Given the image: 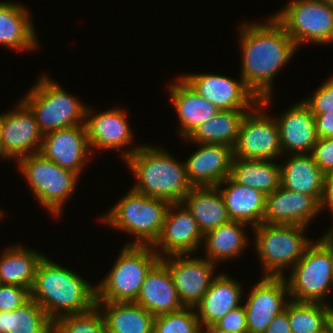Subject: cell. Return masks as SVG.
I'll return each instance as SVG.
<instances>
[{
    "label": "cell",
    "instance_id": "obj_1",
    "mask_svg": "<svg viewBox=\"0 0 333 333\" xmlns=\"http://www.w3.org/2000/svg\"><path fill=\"white\" fill-rule=\"evenodd\" d=\"M241 27L243 58L240 78L261 100L271 96L272 80L291 59L297 46L273 16L268 24L252 23Z\"/></svg>",
    "mask_w": 333,
    "mask_h": 333
},
{
    "label": "cell",
    "instance_id": "obj_2",
    "mask_svg": "<svg viewBox=\"0 0 333 333\" xmlns=\"http://www.w3.org/2000/svg\"><path fill=\"white\" fill-rule=\"evenodd\" d=\"M30 298L54 322L63 315L82 313L96 305V287L44 255L36 269Z\"/></svg>",
    "mask_w": 333,
    "mask_h": 333
},
{
    "label": "cell",
    "instance_id": "obj_3",
    "mask_svg": "<svg viewBox=\"0 0 333 333\" xmlns=\"http://www.w3.org/2000/svg\"><path fill=\"white\" fill-rule=\"evenodd\" d=\"M129 150L121 156L138 179L132 188L134 191L170 203L183 202L193 187L187 179L185 163L177 162L163 149L151 145Z\"/></svg>",
    "mask_w": 333,
    "mask_h": 333
},
{
    "label": "cell",
    "instance_id": "obj_4",
    "mask_svg": "<svg viewBox=\"0 0 333 333\" xmlns=\"http://www.w3.org/2000/svg\"><path fill=\"white\" fill-rule=\"evenodd\" d=\"M170 204L131 189L101 220L138 238L126 245L153 246L160 236Z\"/></svg>",
    "mask_w": 333,
    "mask_h": 333
},
{
    "label": "cell",
    "instance_id": "obj_5",
    "mask_svg": "<svg viewBox=\"0 0 333 333\" xmlns=\"http://www.w3.org/2000/svg\"><path fill=\"white\" fill-rule=\"evenodd\" d=\"M152 246L126 245L96 286V301L135 302L151 268L161 259Z\"/></svg>",
    "mask_w": 333,
    "mask_h": 333
},
{
    "label": "cell",
    "instance_id": "obj_6",
    "mask_svg": "<svg viewBox=\"0 0 333 333\" xmlns=\"http://www.w3.org/2000/svg\"><path fill=\"white\" fill-rule=\"evenodd\" d=\"M22 101L30 108L44 134L85 124L92 110L69 95L62 87L42 77ZM81 121V122H80ZM80 122V123H79Z\"/></svg>",
    "mask_w": 333,
    "mask_h": 333
},
{
    "label": "cell",
    "instance_id": "obj_7",
    "mask_svg": "<svg viewBox=\"0 0 333 333\" xmlns=\"http://www.w3.org/2000/svg\"><path fill=\"white\" fill-rule=\"evenodd\" d=\"M18 165L37 200L59 216L67 197L75 191L80 175L60 167L39 152L19 158Z\"/></svg>",
    "mask_w": 333,
    "mask_h": 333
},
{
    "label": "cell",
    "instance_id": "obj_8",
    "mask_svg": "<svg viewBox=\"0 0 333 333\" xmlns=\"http://www.w3.org/2000/svg\"><path fill=\"white\" fill-rule=\"evenodd\" d=\"M305 228L264 222L254 227V245L264 265L265 276L282 277L284 267H293L302 258L312 243L303 235Z\"/></svg>",
    "mask_w": 333,
    "mask_h": 333
},
{
    "label": "cell",
    "instance_id": "obj_9",
    "mask_svg": "<svg viewBox=\"0 0 333 333\" xmlns=\"http://www.w3.org/2000/svg\"><path fill=\"white\" fill-rule=\"evenodd\" d=\"M297 47L305 41L333 42V5L317 0H293L273 16Z\"/></svg>",
    "mask_w": 333,
    "mask_h": 333
},
{
    "label": "cell",
    "instance_id": "obj_10",
    "mask_svg": "<svg viewBox=\"0 0 333 333\" xmlns=\"http://www.w3.org/2000/svg\"><path fill=\"white\" fill-rule=\"evenodd\" d=\"M286 281L293 301L327 304L324 297L333 283L328 252L317 241L311 243Z\"/></svg>",
    "mask_w": 333,
    "mask_h": 333
},
{
    "label": "cell",
    "instance_id": "obj_11",
    "mask_svg": "<svg viewBox=\"0 0 333 333\" xmlns=\"http://www.w3.org/2000/svg\"><path fill=\"white\" fill-rule=\"evenodd\" d=\"M271 96L261 99L256 110H249L241 121L234 157L242 159L273 160L281 155L277 122L262 113ZM262 110V111H261ZM256 113V114H255Z\"/></svg>",
    "mask_w": 333,
    "mask_h": 333
},
{
    "label": "cell",
    "instance_id": "obj_12",
    "mask_svg": "<svg viewBox=\"0 0 333 333\" xmlns=\"http://www.w3.org/2000/svg\"><path fill=\"white\" fill-rule=\"evenodd\" d=\"M43 137L34 114L23 101L17 109L2 114L1 157L19 159L38 153Z\"/></svg>",
    "mask_w": 333,
    "mask_h": 333
},
{
    "label": "cell",
    "instance_id": "obj_13",
    "mask_svg": "<svg viewBox=\"0 0 333 333\" xmlns=\"http://www.w3.org/2000/svg\"><path fill=\"white\" fill-rule=\"evenodd\" d=\"M287 293L289 287L284 276H264L254 286L244 304L248 333H265L270 322L285 311Z\"/></svg>",
    "mask_w": 333,
    "mask_h": 333
},
{
    "label": "cell",
    "instance_id": "obj_14",
    "mask_svg": "<svg viewBox=\"0 0 333 333\" xmlns=\"http://www.w3.org/2000/svg\"><path fill=\"white\" fill-rule=\"evenodd\" d=\"M182 78L204 99L220 110L253 109L260 101L245 82L218 74H190ZM254 107H252L253 105ZM256 103V104H255Z\"/></svg>",
    "mask_w": 333,
    "mask_h": 333
},
{
    "label": "cell",
    "instance_id": "obj_15",
    "mask_svg": "<svg viewBox=\"0 0 333 333\" xmlns=\"http://www.w3.org/2000/svg\"><path fill=\"white\" fill-rule=\"evenodd\" d=\"M183 205L182 202L171 203L168 207L160 236L152 246L153 249L160 247L159 251L163 253L158 254L160 258L166 255H188L199 248L204 238L192 213ZM176 208L179 212L172 213Z\"/></svg>",
    "mask_w": 333,
    "mask_h": 333
},
{
    "label": "cell",
    "instance_id": "obj_16",
    "mask_svg": "<svg viewBox=\"0 0 333 333\" xmlns=\"http://www.w3.org/2000/svg\"><path fill=\"white\" fill-rule=\"evenodd\" d=\"M186 258H184V257ZM167 265L179 298L185 307H195L213 281L214 263L208 259L187 258L185 255L166 256Z\"/></svg>",
    "mask_w": 333,
    "mask_h": 333
},
{
    "label": "cell",
    "instance_id": "obj_17",
    "mask_svg": "<svg viewBox=\"0 0 333 333\" xmlns=\"http://www.w3.org/2000/svg\"><path fill=\"white\" fill-rule=\"evenodd\" d=\"M85 124L44 134L39 153L62 168L80 174L89 152Z\"/></svg>",
    "mask_w": 333,
    "mask_h": 333
},
{
    "label": "cell",
    "instance_id": "obj_18",
    "mask_svg": "<svg viewBox=\"0 0 333 333\" xmlns=\"http://www.w3.org/2000/svg\"><path fill=\"white\" fill-rule=\"evenodd\" d=\"M200 145L185 162L187 179L193 187L218 186L230 176L233 148L225 144Z\"/></svg>",
    "mask_w": 333,
    "mask_h": 333
},
{
    "label": "cell",
    "instance_id": "obj_19",
    "mask_svg": "<svg viewBox=\"0 0 333 333\" xmlns=\"http://www.w3.org/2000/svg\"><path fill=\"white\" fill-rule=\"evenodd\" d=\"M320 203L309 194L280 186L266 195L263 222L268 224L305 226L319 213Z\"/></svg>",
    "mask_w": 333,
    "mask_h": 333
},
{
    "label": "cell",
    "instance_id": "obj_20",
    "mask_svg": "<svg viewBox=\"0 0 333 333\" xmlns=\"http://www.w3.org/2000/svg\"><path fill=\"white\" fill-rule=\"evenodd\" d=\"M282 152L311 154L317 143L316 121L309 107L302 101L276 119ZM286 150V151H285Z\"/></svg>",
    "mask_w": 333,
    "mask_h": 333
},
{
    "label": "cell",
    "instance_id": "obj_21",
    "mask_svg": "<svg viewBox=\"0 0 333 333\" xmlns=\"http://www.w3.org/2000/svg\"><path fill=\"white\" fill-rule=\"evenodd\" d=\"M135 303L153 316L181 310L182 304L167 265L160 259L147 274Z\"/></svg>",
    "mask_w": 333,
    "mask_h": 333
},
{
    "label": "cell",
    "instance_id": "obj_22",
    "mask_svg": "<svg viewBox=\"0 0 333 333\" xmlns=\"http://www.w3.org/2000/svg\"><path fill=\"white\" fill-rule=\"evenodd\" d=\"M169 88L172 103L182 125L179 134L185 138L220 111L214 104L200 96L182 77Z\"/></svg>",
    "mask_w": 333,
    "mask_h": 333
},
{
    "label": "cell",
    "instance_id": "obj_23",
    "mask_svg": "<svg viewBox=\"0 0 333 333\" xmlns=\"http://www.w3.org/2000/svg\"><path fill=\"white\" fill-rule=\"evenodd\" d=\"M222 184L228 186L221 189ZM217 187L224 198L230 220L249 223L253 228L263 222L266 208L264 193L252 187L240 185L230 176Z\"/></svg>",
    "mask_w": 333,
    "mask_h": 333
},
{
    "label": "cell",
    "instance_id": "obj_24",
    "mask_svg": "<svg viewBox=\"0 0 333 333\" xmlns=\"http://www.w3.org/2000/svg\"><path fill=\"white\" fill-rule=\"evenodd\" d=\"M240 283L225 274L216 276L201 301L194 307L204 327L214 325L231 310L240 306L242 296ZM240 301V302H239Z\"/></svg>",
    "mask_w": 333,
    "mask_h": 333
},
{
    "label": "cell",
    "instance_id": "obj_25",
    "mask_svg": "<svg viewBox=\"0 0 333 333\" xmlns=\"http://www.w3.org/2000/svg\"><path fill=\"white\" fill-rule=\"evenodd\" d=\"M123 112L107 110L85 119L90 148L119 149L131 143L132 132Z\"/></svg>",
    "mask_w": 333,
    "mask_h": 333
},
{
    "label": "cell",
    "instance_id": "obj_26",
    "mask_svg": "<svg viewBox=\"0 0 333 333\" xmlns=\"http://www.w3.org/2000/svg\"><path fill=\"white\" fill-rule=\"evenodd\" d=\"M280 165V186L312 195L319 203L323 195L324 173L311 154H292Z\"/></svg>",
    "mask_w": 333,
    "mask_h": 333
},
{
    "label": "cell",
    "instance_id": "obj_27",
    "mask_svg": "<svg viewBox=\"0 0 333 333\" xmlns=\"http://www.w3.org/2000/svg\"><path fill=\"white\" fill-rule=\"evenodd\" d=\"M182 203L190 210L203 234L230 221L217 186L192 187Z\"/></svg>",
    "mask_w": 333,
    "mask_h": 333
},
{
    "label": "cell",
    "instance_id": "obj_28",
    "mask_svg": "<svg viewBox=\"0 0 333 333\" xmlns=\"http://www.w3.org/2000/svg\"><path fill=\"white\" fill-rule=\"evenodd\" d=\"M108 333H153L154 316L135 302L96 301Z\"/></svg>",
    "mask_w": 333,
    "mask_h": 333
},
{
    "label": "cell",
    "instance_id": "obj_29",
    "mask_svg": "<svg viewBox=\"0 0 333 333\" xmlns=\"http://www.w3.org/2000/svg\"><path fill=\"white\" fill-rule=\"evenodd\" d=\"M29 12L19 4L0 2V44L15 50L37 48Z\"/></svg>",
    "mask_w": 333,
    "mask_h": 333
},
{
    "label": "cell",
    "instance_id": "obj_30",
    "mask_svg": "<svg viewBox=\"0 0 333 333\" xmlns=\"http://www.w3.org/2000/svg\"><path fill=\"white\" fill-rule=\"evenodd\" d=\"M270 161L234 157L230 177L240 185L269 195L280 187V165Z\"/></svg>",
    "mask_w": 333,
    "mask_h": 333
},
{
    "label": "cell",
    "instance_id": "obj_31",
    "mask_svg": "<svg viewBox=\"0 0 333 333\" xmlns=\"http://www.w3.org/2000/svg\"><path fill=\"white\" fill-rule=\"evenodd\" d=\"M246 111L220 110L216 116L199 125L187 139L197 144H225L234 148Z\"/></svg>",
    "mask_w": 333,
    "mask_h": 333
},
{
    "label": "cell",
    "instance_id": "obj_32",
    "mask_svg": "<svg viewBox=\"0 0 333 333\" xmlns=\"http://www.w3.org/2000/svg\"><path fill=\"white\" fill-rule=\"evenodd\" d=\"M3 254L0 259V283L31 290L37 266L44 256L19 246L9 247Z\"/></svg>",
    "mask_w": 333,
    "mask_h": 333
},
{
    "label": "cell",
    "instance_id": "obj_33",
    "mask_svg": "<svg viewBox=\"0 0 333 333\" xmlns=\"http://www.w3.org/2000/svg\"><path fill=\"white\" fill-rule=\"evenodd\" d=\"M245 223L230 220L204 234L203 241L208 255L207 259L214 264L239 256L247 246L248 238L244 234Z\"/></svg>",
    "mask_w": 333,
    "mask_h": 333
},
{
    "label": "cell",
    "instance_id": "obj_34",
    "mask_svg": "<svg viewBox=\"0 0 333 333\" xmlns=\"http://www.w3.org/2000/svg\"><path fill=\"white\" fill-rule=\"evenodd\" d=\"M0 333H53V321L30 298L13 311H0Z\"/></svg>",
    "mask_w": 333,
    "mask_h": 333
},
{
    "label": "cell",
    "instance_id": "obj_35",
    "mask_svg": "<svg viewBox=\"0 0 333 333\" xmlns=\"http://www.w3.org/2000/svg\"><path fill=\"white\" fill-rule=\"evenodd\" d=\"M330 306L324 303L289 301L285 311L292 333H323Z\"/></svg>",
    "mask_w": 333,
    "mask_h": 333
},
{
    "label": "cell",
    "instance_id": "obj_36",
    "mask_svg": "<svg viewBox=\"0 0 333 333\" xmlns=\"http://www.w3.org/2000/svg\"><path fill=\"white\" fill-rule=\"evenodd\" d=\"M101 310L94 305L82 313L63 315L53 322V333H108Z\"/></svg>",
    "mask_w": 333,
    "mask_h": 333
},
{
    "label": "cell",
    "instance_id": "obj_37",
    "mask_svg": "<svg viewBox=\"0 0 333 333\" xmlns=\"http://www.w3.org/2000/svg\"><path fill=\"white\" fill-rule=\"evenodd\" d=\"M194 307L154 316L153 333H203ZM192 310V311H190Z\"/></svg>",
    "mask_w": 333,
    "mask_h": 333
},
{
    "label": "cell",
    "instance_id": "obj_38",
    "mask_svg": "<svg viewBox=\"0 0 333 333\" xmlns=\"http://www.w3.org/2000/svg\"><path fill=\"white\" fill-rule=\"evenodd\" d=\"M314 116L325 112H333V77L321 85L315 95L302 100Z\"/></svg>",
    "mask_w": 333,
    "mask_h": 333
},
{
    "label": "cell",
    "instance_id": "obj_39",
    "mask_svg": "<svg viewBox=\"0 0 333 333\" xmlns=\"http://www.w3.org/2000/svg\"><path fill=\"white\" fill-rule=\"evenodd\" d=\"M29 299V289L19 285L0 284V311H13Z\"/></svg>",
    "mask_w": 333,
    "mask_h": 333
},
{
    "label": "cell",
    "instance_id": "obj_40",
    "mask_svg": "<svg viewBox=\"0 0 333 333\" xmlns=\"http://www.w3.org/2000/svg\"><path fill=\"white\" fill-rule=\"evenodd\" d=\"M311 155L319 169L324 173L333 171V138H318Z\"/></svg>",
    "mask_w": 333,
    "mask_h": 333
},
{
    "label": "cell",
    "instance_id": "obj_41",
    "mask_svg": "<svg viewBox=\"0 0 333 333\" xmlns=\"http://www.w3.org/2000/svg\"><path fill=\"white\" fill-rule=\"evenodd\" d=\"M217 328L230 333H248L246 311L244 305L231 310L226 316L214 324Z\"/></svg>",
    "mask_w": 333,
    "mask_h": 333
},
{
    "label": "cell",
    "instance_id": "obj_42",
    "mask_svg": "<svg viewBox=\"0 0 333 333\" xmlns=\"http://www.w3.org/2000/svg\"><path fill=\"white\" fill-rule=\"evenodd\" d=\"M315 117L318 138H333V112H325Z\"/></svg>",
    "mask_w": 333,
    "mask_h": 333
},
{
    "label": "cell",
    "instance_id": "obj_43",
    "mask_svg": "<svg viewBox=\"0 0 333 333\" xmlns=\"http://www.w3.org/2000/svg\"><path fill=\"white\" fill-rule=\"evenodd\" d=\"M329 207L333 214V171L324 174L323 195L320 201V212Z\"/></svg>",
    "mask_w": 333,
    "mask_h": 333
},
{
    "label": "cell",
    "instance_id": "obj_44",
    "mask_svg": "<svg viewBox=\"0 0 333 333\" xmlns=\"http://www.w3.org/2000/svg\"><path fill=\"white\" fill-rule=\"evenodd\" d=\"M265 333H292L288 322V314L283 311L277 315L266 328Z\"/></svg>",
    "mask_w": 333,
    "mask_h": 333
},
{
    "label": "cell",
    "instance_id": "obj_45",
    "mask_svg": "<svg viewBox=\"0 0 333 333\" xmlns=\"http://www.w3.org/2000/svg\"><path fill=\"white\" fill-rule=\"evenodd\" d=\"M318 243L328 252L333 272V228L325 233V235L319 239Z\"/></svg>",
    "mask_w": 333,
    "mask_h": 333
},
{
    "label": "cell",
    "instance_id": "obj_46",
    "mask_svg": "<svg viewBox=\"0 0 333 333\" xmlns=\"http://www.w3.org/2000/svg\"><path fill=\"white\" fill-rule=\"evenodd\" d=\"M326 331L333 333V307H330L327 319H326Z\"/></svg>",
    "mask_w": 333,
    "mask_h": 333
},
{
    "label": "cell",
    "instance_id": "obj_47",
    "mask_svg": "<svg viewBox=\"0 0 333 333\" xmlns=\"http://www.w3.org/2000/svg\"><path fill=\"white\" fill-rule=\"evenodd\" d=\"M205 331L206 332H204V329H203V333H230L226 330L217 328L215 325H210V326L205 327Z\"/></svg>",
    "mask_w": 333,
    "mask_h": 333
},
{
    "label": "cell",
    "instance_id": "obj_48",
    "mask_svg": "<svg viewBox=\"0 0 333 333\" xmlns=\"http://www.w3.org/2000/svg\"><path fill=\"white\" fill-rule=\"evenodd\" d=\"M2 114L0 115V156H1Z\"/></svg>",
    "mask_w": 333,
    "mask_h": 333
},
{
    "label": "cell",
    "instance_id": "obj_49",
    "mask_svg": "<svg viewBox=\"0 0 333 333\" xmlns=\"http://www.w3.org/2000/svg\"><path fill=\"white\" fill-rule=\"evenodd\" d=\"M317 1H320V2L325 3V4L333 5V0H317Z\"/></svg>",
    "mask_w": 333,
    "mask_h": 333
}]
</instances>
